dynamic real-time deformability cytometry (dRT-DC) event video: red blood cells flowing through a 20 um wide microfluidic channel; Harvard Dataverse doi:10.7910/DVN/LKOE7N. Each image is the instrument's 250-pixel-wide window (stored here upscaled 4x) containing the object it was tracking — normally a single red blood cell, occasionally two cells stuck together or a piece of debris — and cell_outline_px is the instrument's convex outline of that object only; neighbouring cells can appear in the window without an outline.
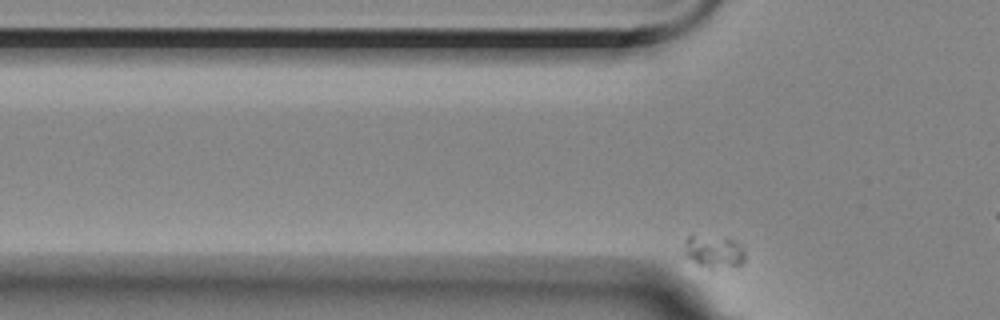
{"species": "Egyptian fruit bat (a non-hibernating species)", "species_latin": "Rousettus aegyptiacus", "temperature_condition": "room temperature", "stored_images_in_passage": 7, "camera_frame_rate_fps": 3000, "um_per_image_px": 0.085, "animal": {"sex": "female"}, "frame": {"image": 1, "passage_image": 2, "time_ms": 0.333, "image_size_px": [1000, 320], "cell_outline_px": [[744, 260], [740, 264], [712, 268], [708, 268], [696, 264], [684, 256], [684, 240], [688, 236], [728, 236], [736, 240], [740, 244], [744, 252]], "centroid_in_image_um": [60.64, 21.34], "position_along_channel_um": 65.2, "area_um2": 11.73}}
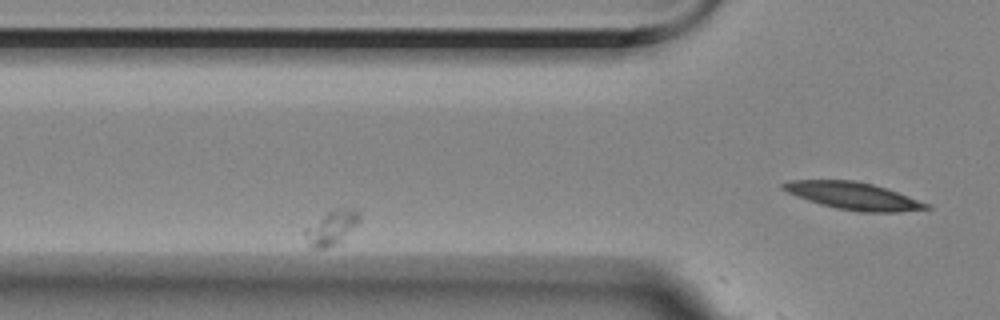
{"frame": {"image": 2, "passage_image": 6, "time_ms": 1.667, "image_size_px": [1000, 320], "cell_outline_px": [[360, 220], [340, 244], [328, 248], [312, 248], [304, 236], [304, 228], [328, 212], [340, 208], [356, 212], [360, 216]], "centroid_in_image_um": [28.15, 19.42], "position_along_channel_um": 97.7, "area_um2": 10.69}}